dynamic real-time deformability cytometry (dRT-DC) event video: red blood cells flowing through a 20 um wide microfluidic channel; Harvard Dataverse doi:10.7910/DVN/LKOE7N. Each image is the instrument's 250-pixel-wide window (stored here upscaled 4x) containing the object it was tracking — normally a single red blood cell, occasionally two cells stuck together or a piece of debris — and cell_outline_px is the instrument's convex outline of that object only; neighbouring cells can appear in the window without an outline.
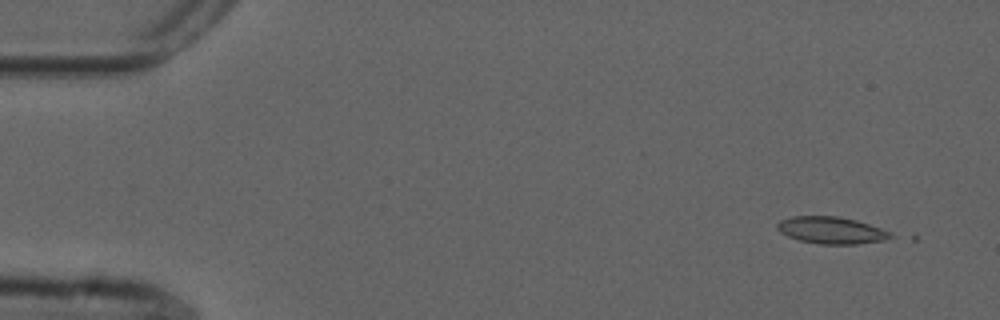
{"species": "common noctule bat (a hibernating species)", "species_latin": "Nyctalus noctula", "temperature_condition": "cold", "stored_images_in_passage": 3, "camera_frame_rate_fps": 3000, "um_per_image_px": 0.085, "animal": {"sex": "male", "forearm_length_mm": 52.5}, "frame": {"image": 1, "passage_image": 1, "time_ms": 0.0, "image_size_px": [1000, 320], "cell_outline_px": [[896, 236], [884, 240], [856, 244], [820, 244], [800, 240], [788, 236], [780, 232], [776, 228], [776, 224], [780, 220], [792, 216], [836, 216], [856, 220], [892, 232]], "centroid_in_image_um": [70.66, 19.57], "position_along_channel_um": 14.3, "area_um2": 17.8}}